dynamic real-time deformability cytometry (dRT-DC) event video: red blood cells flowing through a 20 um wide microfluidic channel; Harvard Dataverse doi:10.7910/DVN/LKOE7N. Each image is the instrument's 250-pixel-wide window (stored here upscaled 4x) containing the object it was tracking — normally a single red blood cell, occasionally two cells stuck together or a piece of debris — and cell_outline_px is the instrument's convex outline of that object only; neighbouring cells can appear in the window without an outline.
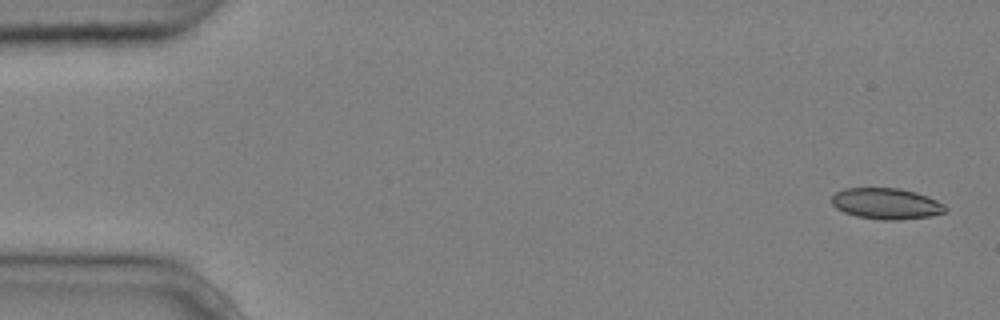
{"species": "common noctule bat (a hibernating species)", "species_latin": "Nyctalus noctula", "temperature_condition": "cold", "stored_images_in_passage": 6, "segment_of_instrument_passage": [1, 2], "camera_frame_rate_fps": 3000, "um_per_image_px": 0.085, "animal": {"sex": "male", "body_mass_g": 20.4}, "frame": {"image": 1, "passage_image": 1, "time_ms": 0.0, "image_size_px": [1000, 320], "cell_outline_px": [[948, 208], [944, 212], [932, 216], [896, 220], [880, 220], [856, 216], [844, 212], [836, 208], [832, 204], [832, 196], [836, 192], [844, 188], [900, 188], [916, 192], [928, 196], [944, 204]], "centroid_in_image_um": [75.34, 17.31], "position_along_channel_um": 9.7, "area_um2": 20.69}}
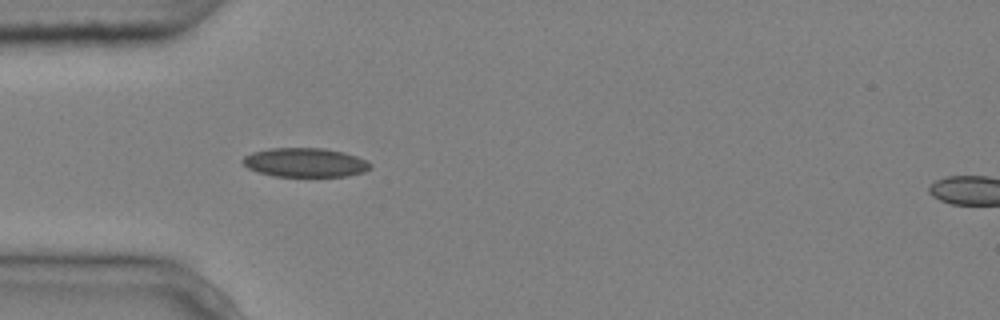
{"frame": {"image": 2, "passage_image": 5, "time_ms": 1.333, "image_size_px": [1000, 320], "cell_outline_px": [[372, 168], [364, 172], [348, 176], [272, 176], [256, 172], [248, 168], [240, 160], [244, 156], [252, 152], [268, 148], [324, 148], [344, 152], [356, 156], [372, 164]], "centroid_in_image_um": [25.91, 13.81], "position_along_channel_um": 59.1, "area_um2": 21.79}}